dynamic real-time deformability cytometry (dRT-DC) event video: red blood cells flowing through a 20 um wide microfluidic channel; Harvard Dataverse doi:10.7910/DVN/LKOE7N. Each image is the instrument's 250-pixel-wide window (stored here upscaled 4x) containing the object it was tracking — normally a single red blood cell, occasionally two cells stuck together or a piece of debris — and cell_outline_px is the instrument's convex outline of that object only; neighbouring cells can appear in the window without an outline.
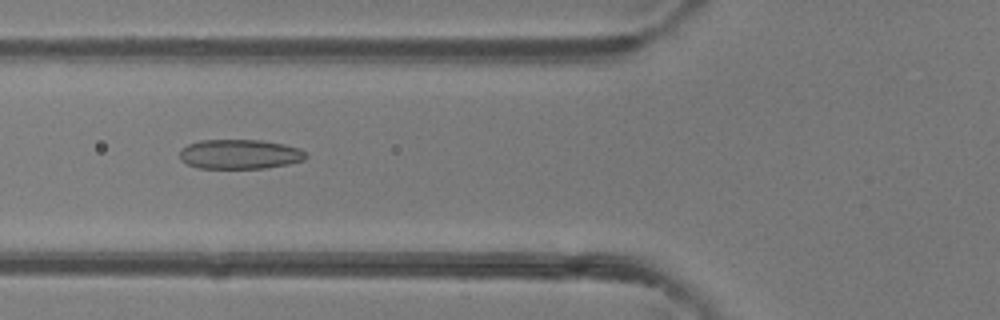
{"species": "common noctule bat (a hibernating species)", "species_latin": "Nyctalus noctula", "temperature_condition": "room temperature", "stored_images_in_passage": 47, "camera_frame_rate_fps": 3000, "um_per_image_px": 0.085, "animal": {"sex": "female"}, "frame": {"image": 1, "passage_image": 18, "time_ms": 5.667, "image_size_px": [1000, 320], "cell_outline_px": [[308, 156], [304, 160], [288, 164], [264, 168], [196, 168], [180, 160], [180, 152], [188, 144], [200, 140], [260, 140], [284, 144], [300, 148]], "centroid_in_image_um": [20.39, 13.11], "position_along_channel_um": 105.4, "area_um2": 21.73}}
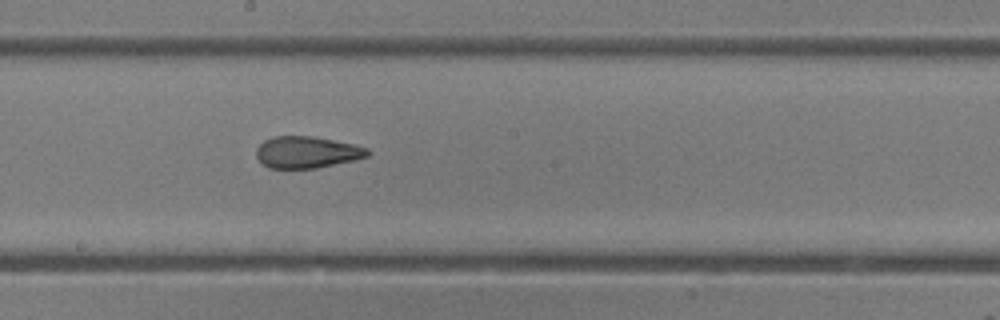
{"frame": {"image": 2, "passage_image": 26, "time_ms": 8.333, "image_size_px": [1000, 320], "cell_outline_px": [[372, 152], [368, 156], [356, 160], [316, 168], [268, 168], [256, 156], [256, 148], [264, 140], [272, 136], [312, 136], [356, 144], [368, 148]], "centroid_in_image_um": [26.12, 12.93], "position_along_channel_um": 222.1, "area_um2": 20.75}}
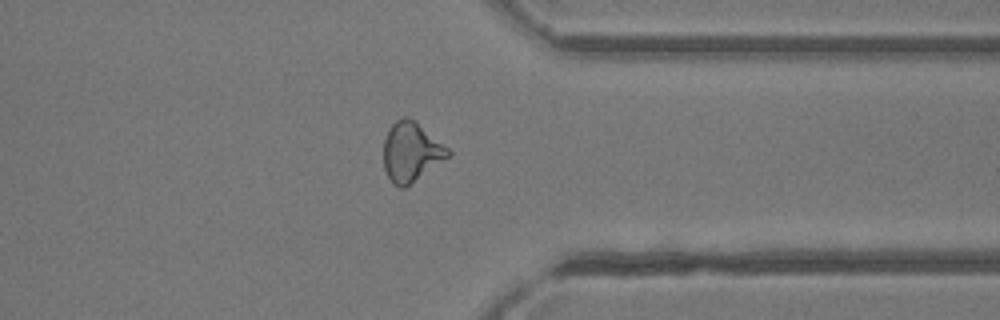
{"frame": {"image": 3, "passage_image": 37, "time_ms": 12.0, "image_size_px": [1000, 320], "cell_outline_px": [[452, 152], [448, 156], [404, 188], [400, 188], [392, 184], [384, 168], [384, 140], [388, 128], [396, 120], [404, 116], [408, 116], [416, 120], [448, 148]], "centroid_in_image_um": [34.91, 12.88], "position_along_channel_um": 376.5, "area_um2": 22.14}, "authors_computed_cell_mechanics": {"area_um2": 22.542, "velocity_mm_per_s": 4.3652, "shape_relaxation_time_tau1_ms": null, "shape_relaxation_time_tau2_ms": 1.6293, "deformation_change_tau1": null, "deformation_change_tau2": 0.1014}}